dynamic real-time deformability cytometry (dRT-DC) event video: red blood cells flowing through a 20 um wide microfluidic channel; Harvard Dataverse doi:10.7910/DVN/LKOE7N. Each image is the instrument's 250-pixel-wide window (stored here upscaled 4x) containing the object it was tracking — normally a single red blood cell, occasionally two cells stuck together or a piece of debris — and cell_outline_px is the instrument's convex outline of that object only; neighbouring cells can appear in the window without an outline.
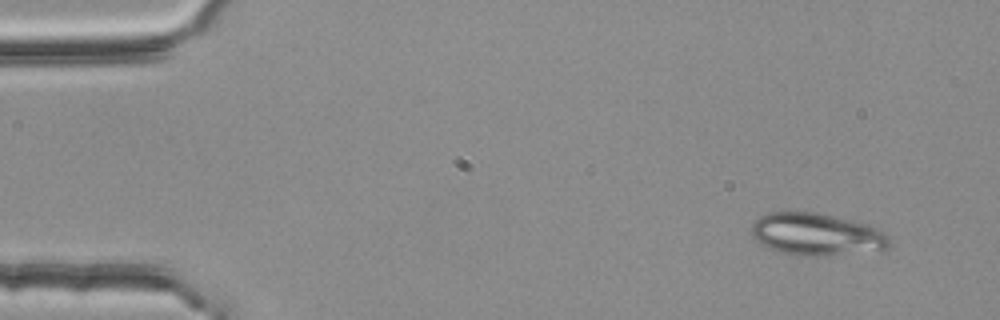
{"species": "common noctule bat (a hibernating species)", "species_latin": "Nyctalus noctula", "temperature_condition": "room temperature", "stored_images_in_passage": 3, "camera_frame_rate_fps": 3000, "um_per_image_px": 0.085, "animal": {"sex": "female", "body_mass_g": 25.1}, "frame": {"image": 1, "passage_image": 1, "time_ms": 0.0, "image_size_px": [1000, 320], "cell_outline_px": [[888, 248], [884, 252], [824, 256], [796, 256], [780, 252], [768, 248], [760, 244], [752, 236], [752, 224], [760, 216], [768, 212], [816, 212], [868, 224], [884, 232], [888, 236]], "centroid_in_image_um": [69.44, 19.95], "position_along_channel_um": 15.6, "area_um2": 34.62}}